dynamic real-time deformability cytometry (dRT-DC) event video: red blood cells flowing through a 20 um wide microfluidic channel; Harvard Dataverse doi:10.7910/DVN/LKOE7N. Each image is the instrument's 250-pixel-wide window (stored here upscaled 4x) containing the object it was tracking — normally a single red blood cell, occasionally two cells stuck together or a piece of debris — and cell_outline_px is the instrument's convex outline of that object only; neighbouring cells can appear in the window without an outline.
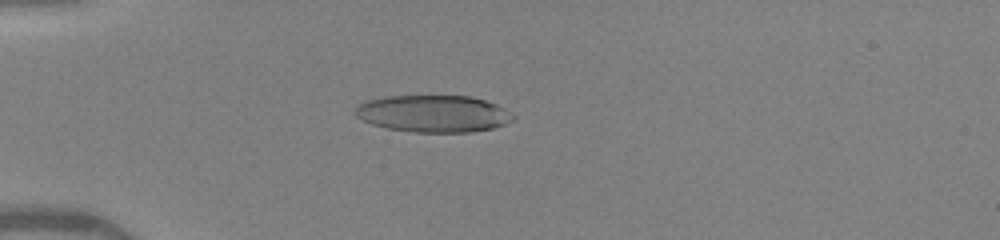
{"species": "human", "species_latin": "Homo sapiens", "temperature_condition": "warm", "stored_images_in_passage": 50, "camera_frame_rate_fps": 3000, "um_per_image_px": 0.085, "donor": {"sex": "female"}, "frame": {"image": 1, "passage_image": 15, "time_ms": 4.667, "image_size_px": [1000, 240], "cell_outline_px": [[516, 116], [512, 120], [504, 124], [492, 128], [472, 132], [412, 132], [388, 128], [372, 124], [356, 116], [356, 108], [364, 100], [384, 96], [472, 96], [496, 104], [504, 108]], "centroid_in_image_um": [36.84, 9.65], "position_along_channel_um": 48.2, "area_um2": 33.99}}
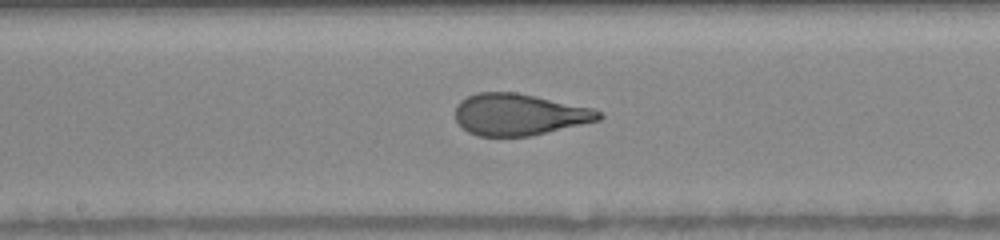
{"frame": {"image": 2, "passage_image": 28, "time_ms": 9.0, "image_size_px": [1000, 240], "cell_outline_px": [[604, 116], [600, 120], [528, 136], [480, 136], [468, 132], [456, 120], [456, 104], [460, 100], [476, 92], [516, 92], [592, 108], [600, 112]], "centroid_in_image_um": [44.1, 9.72], "position_along_channel_um": 204.1, "area_um2": 34.51}}
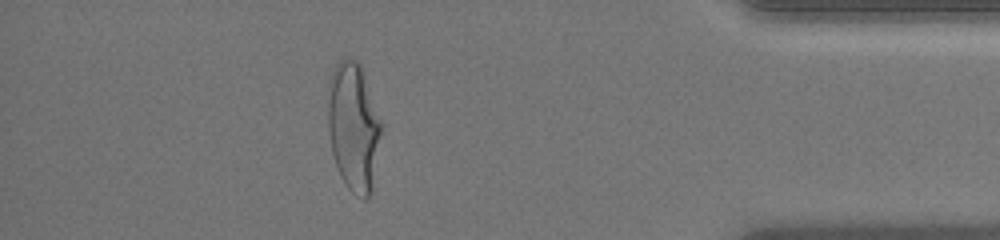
{"frame": {"image": 3, "passage_image": 45, "time_ms": 14.667, "image_size_px": [1000, 240], "cell_outline_px": [[384, 124], [372, 192], [364, 200], [352, 192], [348, 188], [340, 176], [332, 152], [328, 128], [328, 80], [332, 68], [344, 56], [348, 56], [356, 60], [360, 64]], "centroid_in_image_um": [30.08, 10.74], "position_along_channel_um": 405.1, "area_um2": 40.98}, "authors_computed_cell_mechanics": {"area_um2": 35.7204, "velocity_mm_per_s": 4.1517, "shape_relaxation_time_tau1_ms": 5.0555, "shape_relaxation_time_tau2_ms": 0.7454, "deformation_change_tau1": 0.2399, "deformation_change_tau2": 0.0808}}